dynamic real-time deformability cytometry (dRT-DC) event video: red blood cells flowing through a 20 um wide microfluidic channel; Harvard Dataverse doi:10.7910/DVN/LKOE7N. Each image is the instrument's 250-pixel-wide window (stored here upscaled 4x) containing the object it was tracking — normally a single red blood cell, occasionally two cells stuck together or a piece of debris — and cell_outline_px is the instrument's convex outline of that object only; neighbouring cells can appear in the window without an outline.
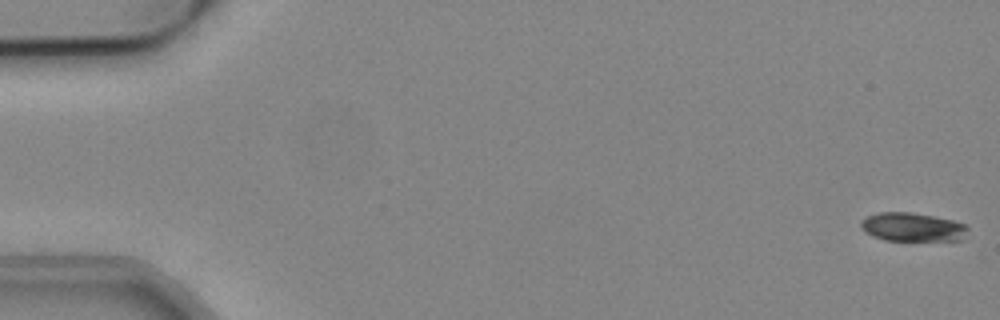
{"species": "common noctule bat (a hibernating species)", "species_latin": "Nyctalus noctula", "temperature_condition": "cold", "stored_images_in_passage": 54, "camera_frame_rate_fps": 3000, "um_per_image_px": 0.085, "animal": {"sex": "male", "body_mass_g": 19.2, "forearm_length_mm": 51.8}, "frame": {"image": 1, "passage_image": 1, "time_ms": 0.0, "image_size_px": [1000, 320], "cell_outline_px": [[968, 228], [960, 240], [884, 240], [872, 236], [860, 228], [860, 220], [868, 216], [880, 212], [912, 212], [936, 216], [968, 224]], "centroid_in_image_um": [77.54, 19.29], "position_along_channel_um": 7.5, "area_um2": 17.92}}
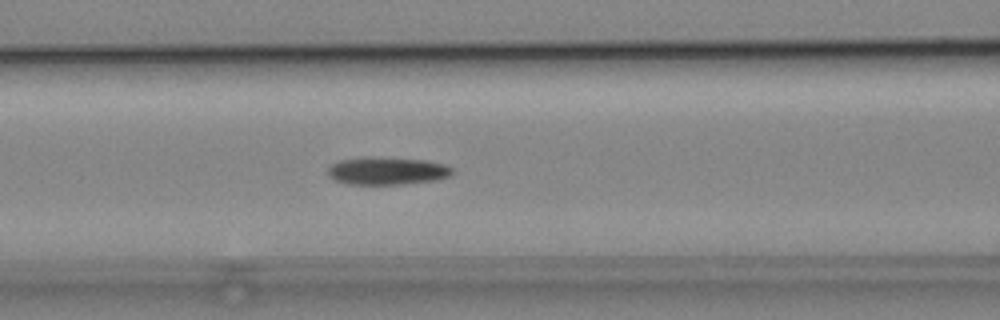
{"frame": {"image": 2, "passage_image": 23, "time_ms": 7.333, "image_size_px": [1000, 320], "cell_outline_px": [[452, 172], [448, 176], [436, 180], [400, 184], [348, 184], [336, 180], [328, 176], [328, 168], [332, 164], [340, 160], [424, 160], [444, 164], [452, 168]], "centroid_in_image_um": [32.92, 14.58], "position_along_channel_um": 133.7, "area_um2": 18.73}}
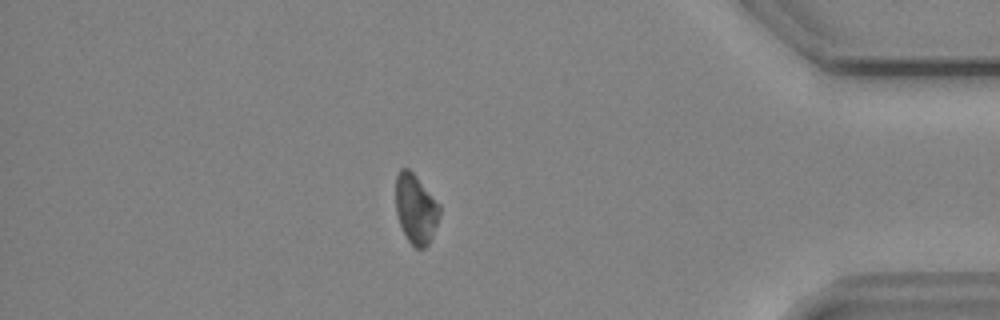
{"frame": {"image": 3, "passage_image": 47, "time_ms": 15.333, "image_size_px": [1000, 320], "cell_outline_px": [[440, 216], [432, 236], [428, 244], [424, 248], [416, 248], [408, 240], [400, 224], [396, 212], [396, 176], [400, 168], [408, 168], [412, 172], [440, 204]], "centroid_in_image_um": [35.34, 17.75], "position_along_channel_um": 399.9, "area_um2": 17.63}, "authors_computed_cell_mechanics": {"area_um2": 19.0162, "velocity_mm_per_s": 3.8087, "shape_relaxation_time_tau1_ms": 5.4173, "shape_relaxation_time_tau2_ms": 11.1479, "deformation_change_tau1": 0.144, "deformation_change_tau2": 0.202}}